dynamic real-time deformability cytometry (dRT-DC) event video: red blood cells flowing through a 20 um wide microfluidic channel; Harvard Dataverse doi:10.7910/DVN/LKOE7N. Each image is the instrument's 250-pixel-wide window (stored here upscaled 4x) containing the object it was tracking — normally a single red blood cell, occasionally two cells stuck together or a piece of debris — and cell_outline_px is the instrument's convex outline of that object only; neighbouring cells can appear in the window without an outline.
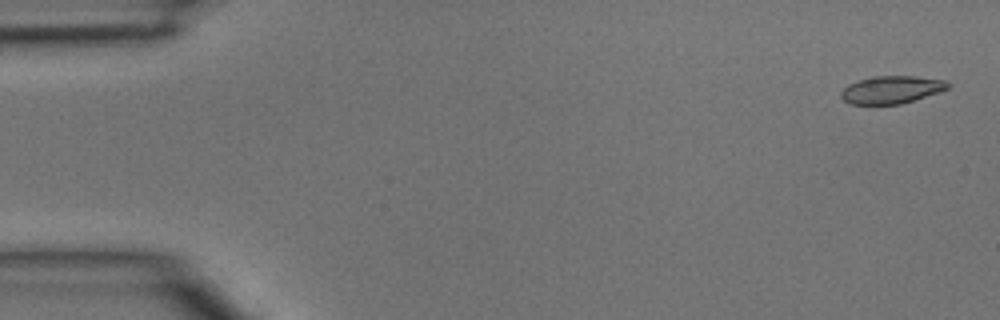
{"species": "common noctule bat (a hibernating species)", "species_latin": "Nyctalus noctula", "temperature_condition": "room temperature", "stored_images_in_passage": 4, "camera_frame_rate_fps": 3000, "um_per_image_px": 0.085, "animal": {"sex": "male", "body_mass_g": 15.6}, "frame": {"image": 1, "passage_image": 1, "time_ms": 0.0, "image_size_px": [1000, 320], "cell_outline_px": [[952, 84], [948, 88], [940, 92], [900, 104], [848, 104], [840, 96], [840, 92], [848, 84], [872, 76], [916, 76], [944, 80]], "centroid_in_image_um": [75.78, 7.62], "position_along_channel_um": 9.2, "area_um2": 17.22}}
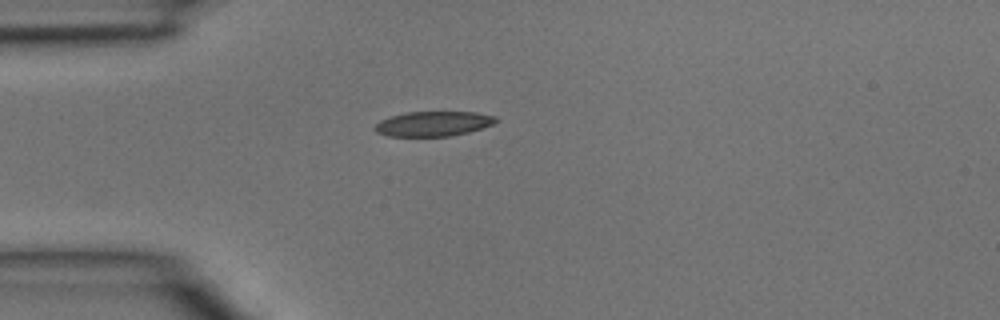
{"frame": {"image": 2, "passage_image": 4, "time_ms": 1.0, "image_size_px": [1000, 320], "cell_outline_px": [[500, 120], [484, 128], [452, 136], [388, 136], [376, 132], [372, 128], [380, 120], [392, 116], [408, 112], [476, 112], [496, 116]], "centroid_in_image_um": [36.86, 10.52], "position_along_channel_um": 48.1, "area_um2": 17.63}}